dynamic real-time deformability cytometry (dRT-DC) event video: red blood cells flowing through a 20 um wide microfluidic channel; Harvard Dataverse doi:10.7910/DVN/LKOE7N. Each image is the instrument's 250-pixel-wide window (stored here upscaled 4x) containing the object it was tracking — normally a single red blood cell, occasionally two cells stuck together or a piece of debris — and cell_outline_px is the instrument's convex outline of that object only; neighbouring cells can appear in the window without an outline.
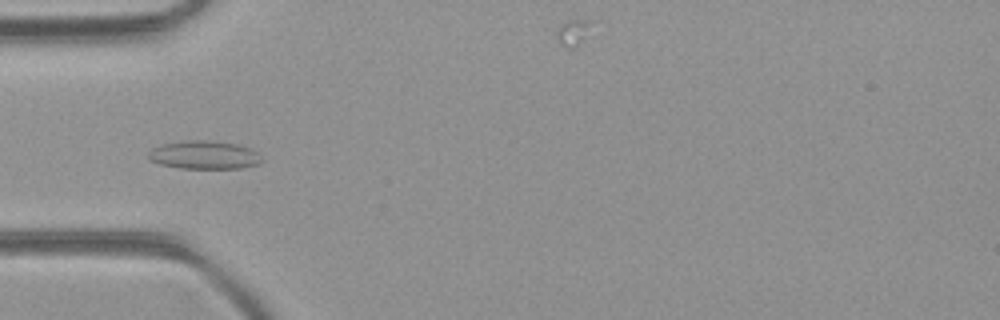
{"species": "common noctule bat (a hibernating species)", "species_latin": "Nyctalus noctula", "temperature_condition": "room temperature", "stored_images_in_passage": 50, "camera_frame_rate_fps": 3000, "um_per_image_px": 0.085, "animal": {"sex": "female", "body_mass_g": 21.9}, "frame": {"image": 1, "passage_image": 16, "time_ms": 5.0, "image_size_px": [1000, 320], "cell_outline_px": [[264, 160], [260, 164], [240, 168], [180, 168], [160, 164], [148, 160], [148, 152], [152, 148], [160, 144], [188, 140], [204, 140], [236, 144], [252, 148]], "centroid_in_image_um": [17.35, 13.17], "position_along_channel_um": 67.7, "area_um2": 18.79}}